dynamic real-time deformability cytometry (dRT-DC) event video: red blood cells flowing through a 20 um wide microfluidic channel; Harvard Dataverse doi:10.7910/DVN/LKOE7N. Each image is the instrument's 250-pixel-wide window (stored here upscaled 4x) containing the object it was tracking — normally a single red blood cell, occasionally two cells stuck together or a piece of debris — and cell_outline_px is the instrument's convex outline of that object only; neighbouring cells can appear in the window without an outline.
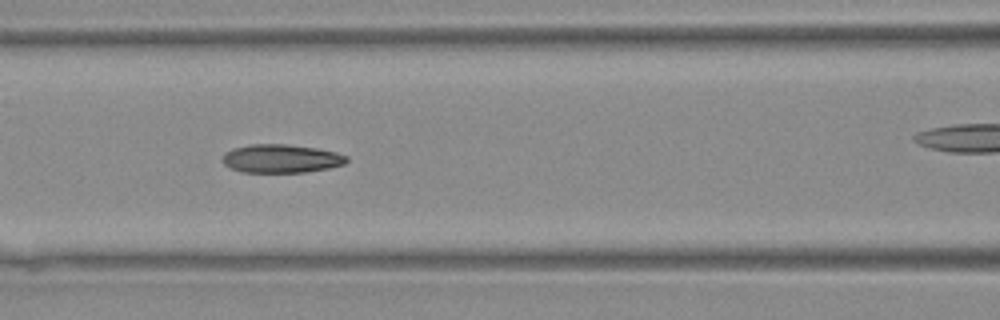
{"species": "Egyptian fruit bat (a non-hibernating species)", "species_latin": "Rousettus aegyptiacus", "temperature_condition": "warm", "stored_images_in_passage": 12, "camera_frame_rate_fps": 3000, "um_per_image_px": 0.085, "animal": {"sex": "female"}, "frame": {"image": 1, "passage_image": 7, "time_ms": 2.0, "image_size_px": [1000, 320], "cell_outline_px": [[348, 160], [344, 164], [328, 168], [304, 172], [244, 172], [232, 168], [224, 164], [224, 152], [232, 148], [252, 144], [284, 144], [316, 148], [336, 152], [348, 156]], "centroid_in_image_um": [23.91, 13.47], "position_along_channel_um": 142.7, "area_um2": 20.4}}
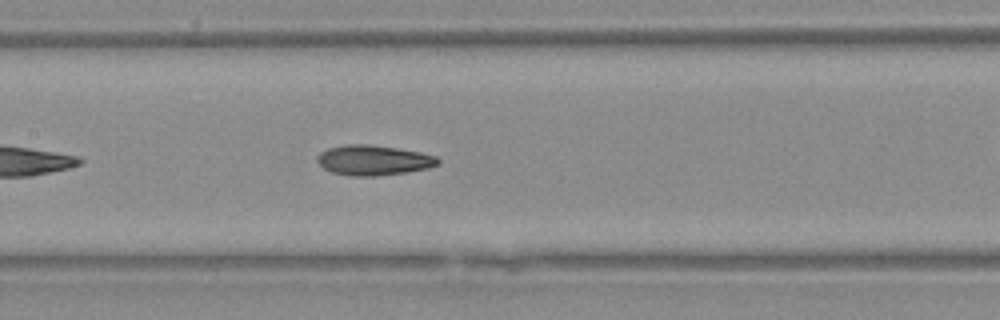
{"frame": {"image": 2, "passage_image": 9, "time_ms": 2.667, "image_size_px": [1000, 320], "cell_outline_px": [[440, 164], [428, 168], [408, 172], [376, 176], [348, 176], [332, 172], [324, 168], [316, 160], [316, 156], [320, 152], [328, 148], [344, 144], [368, 144], [396, 148], [420, 152], [436, 156], [440, 160]], "centroid_in_image_um": [31.74, 13.62], "position_along_channel_um": 175.7, "area_um2": 21.33}}